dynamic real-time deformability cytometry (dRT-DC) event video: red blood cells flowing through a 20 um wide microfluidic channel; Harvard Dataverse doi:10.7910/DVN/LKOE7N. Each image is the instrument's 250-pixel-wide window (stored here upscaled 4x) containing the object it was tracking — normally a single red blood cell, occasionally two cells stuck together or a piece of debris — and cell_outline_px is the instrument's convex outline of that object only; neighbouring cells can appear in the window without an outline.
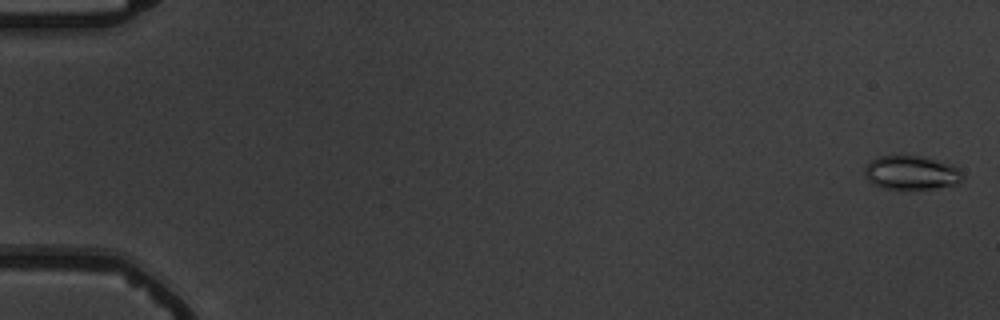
{"species": "common noctule bat (a hibernating species)", "species_latin": "Nyctalus noctula", "temperature_condition": "warm", "stored_images_in_passage": 5, "camera_frame_rate_fps": 3000, "um_per_image_px": 0.085, "animal": {"sex": "male", "body_mass_g": 19.5, "forearm_length_mm": 54.6}, "frame": {"image": 1, "passage_image": 1, "time_ms": 0.0, "image_size_px": [1000, 320], "cell_outline_px": [[964, 180], [960, 184], [932, 188], [884, 188], [872, 184], [864, 176], [864, 168], [872, 160], [880, 156], [920, 156], [952, 164], [964, 176]], "centroid_in_image_um": [77.47, 14.68], "position_along_channel_um": 7.5, "area_um2": 19.19}}
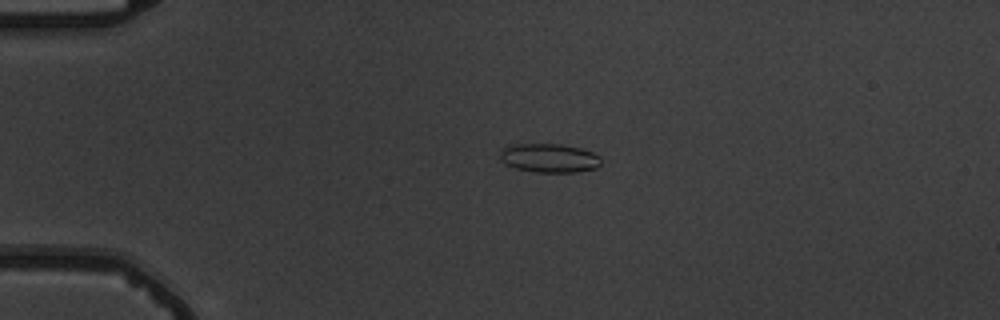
{"frame": {"image": 2, "passage_image": 4, "time_ms": 4.333, "image_size_px": [1000, 320], "cell_outline_px": [[600, 164], [596, 168], [576, 172], [536, 172], [516, 168], [504, 164], [500, 160], [500, 152], [504, 148], [512, 144], [560, 144], [580, 148], [592, 152], [600, 156]], "centroid_in_image_um": [46.67, 13.43], "position_along_channel_um": 38.3, "area_um2": 16.99}}